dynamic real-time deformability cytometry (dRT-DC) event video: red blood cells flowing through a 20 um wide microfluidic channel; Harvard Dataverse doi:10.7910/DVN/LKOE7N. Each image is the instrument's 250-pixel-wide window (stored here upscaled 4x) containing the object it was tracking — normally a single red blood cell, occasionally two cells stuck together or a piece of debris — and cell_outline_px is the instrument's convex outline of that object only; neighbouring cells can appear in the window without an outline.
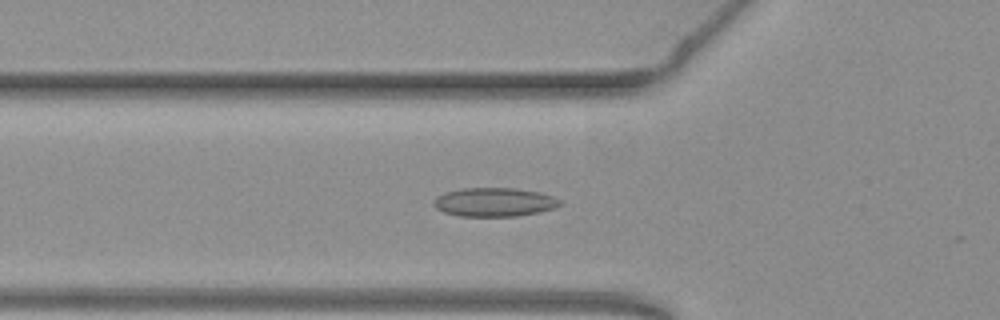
{"species": "common noctule bat (a hibernating species)", "species_latin": "Nyctalus noctula", "temperature_condition": "warm", "stored_images_in_passage": 37, "camera_frame_rate_fps": 3000, "um_per_image_px": 0.085, "animal": {"sex": "female", "body_mass_g": 19.3, "forearm_length_mm": 54.1}, "frame": {"image": 1, "passage_image": 4, "time_ms": 1.0, "image_size_px": [1000, 320], "cell_outline_px": [[564, 204], [556, 208], [540, 212], [516, 216], [460, 216], [444, 212], [436, 208], [432, 204], [432, 200], [436, 196], [444, 192], [464, 188], [512, 188], [536, 192], [552, 196], [560, 200]], "centroid_in_image_um": [42.0, 17.18], "position_along_channel_um": 83.8, "area_um2": 21.27}}
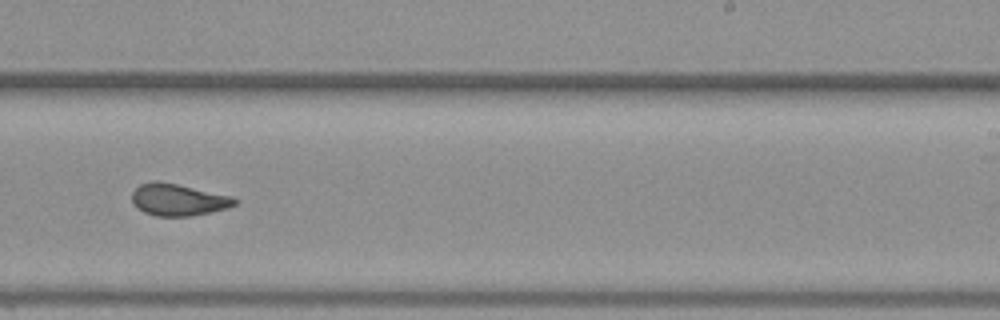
{"frame": {"image": 2, "passage_image": 19, "time_ms": 6.0, "image_size_px": [1000, 320], "cell_outline_px": [[240, 200], [236, 204], [228, 208], [192, 216], [156, 216], [144, 212], [132, 200], [132, 192], [140, 184], [156, 180], [176, 184], [232, 196]], "centroid_in_image_um": [15.18, 16.98], "position_along_channel_um": 273.8, "area_um2": 18.96}}
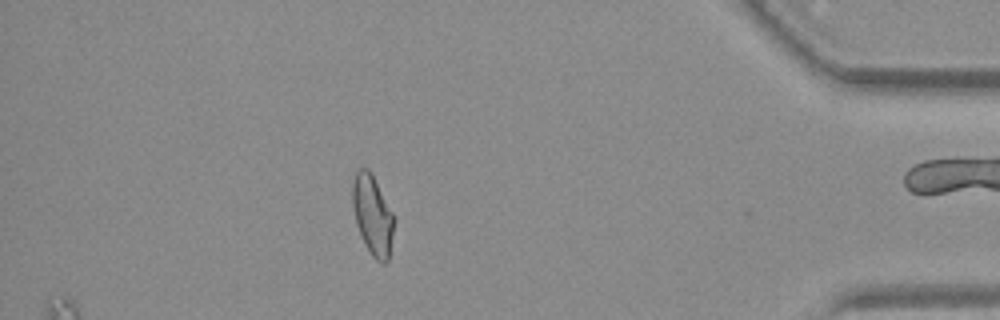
{"frame": {"image": 3, "passage_image": 33, "time_ms": 10.667, "image_size_px": [1000, 320], "cell_outline_px": [[396, 220], [388, 260], [384, 264], [376, 260], [372, 256], [364, 244], [360, 236], [356, 224], [352, 204], [352, 184], [356, 172], [360, 168], [368, 168], [372, 172], [396, 216]], "centroid_in_image_um": [31.69, 18.27], "position_along_channel_um": 403.5, "area_um2": 19.94}, "authors_computed_cell_mechanics": {"area_um2": 19.4208, "velocity_mm_per_s": 3.7876, "shape_relaxation_time_tau1_ms": null, "shape_relaxation_time_tau2_ms": 1.5805, "deformation_change_tau1": null, "deformation_change_tau2": 0.0717}}